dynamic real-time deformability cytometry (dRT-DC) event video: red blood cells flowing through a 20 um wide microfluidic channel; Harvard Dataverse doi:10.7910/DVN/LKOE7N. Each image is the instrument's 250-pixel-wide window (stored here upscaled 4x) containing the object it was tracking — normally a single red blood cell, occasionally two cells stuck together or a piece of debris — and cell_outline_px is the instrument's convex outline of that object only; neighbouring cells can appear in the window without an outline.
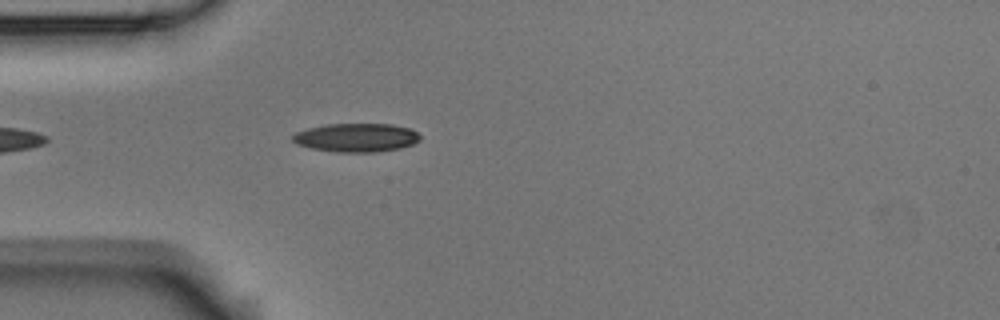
{"species": "Egyptian fruit bat (a non-hibernating species)", "species_latin": "Rousettus aegyptiacus", "temperature_condition": "room temperature", "stored_images_in_passage": 1, "camera_frame_rate_fps": 3000, "um_per_image_px": 0.085, "animal": {"sex": "male"}, "frame": {"image": 1, "passage_image": 1, "time_ms": 0.0, "image_size_px": [1000, 320], "cell_outline_px": [[420, 140], [412, 144], [400, 148], [376, 152], [336, 152], [312, 148], [296, 144], [292, 140], [292, 136], [296, 132], [308, 128], [324, 124], [392, 124], [408, 128], [416, 132], [420, 136]], "centroid_in_image_um": [30.27, 11.69], "position_along_channel_um": 54.7, "area_um2": 21.21}}